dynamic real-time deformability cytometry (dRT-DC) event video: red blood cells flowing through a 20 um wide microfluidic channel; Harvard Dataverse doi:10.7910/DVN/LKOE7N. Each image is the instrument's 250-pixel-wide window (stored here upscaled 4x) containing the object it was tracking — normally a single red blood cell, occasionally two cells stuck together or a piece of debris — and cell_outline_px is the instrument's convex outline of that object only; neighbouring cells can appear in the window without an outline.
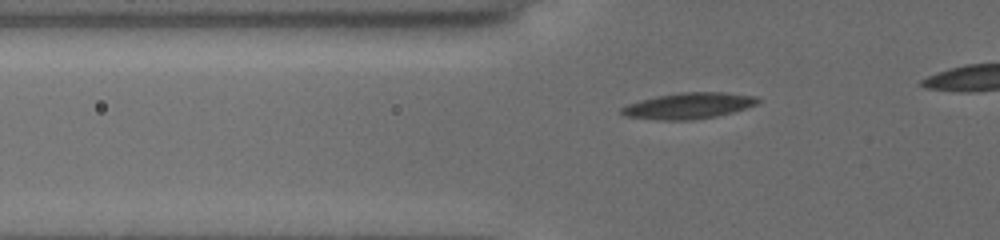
{"species": "common noctule bat (a hibernating species)", "species_latin": "Nyctalus noctula", "temperature_condition": "cold", "stored_images_in_passage": 41, "camera_frame_rate_fps": 3000, "um_per_image_px": 0.085, "animal": {"sex": "female", "body_mass_g": 19.5, "forearm_length_mm": 54.1}, "frame": {"image": 1, "passage_image": 12, "time_ms": 3.667, "image_size_px": [1000, 240], "cell_outline_px": [[760, 100], [756, 104], [732, 112], [716, 116], [688, 120], [664, 120], [628, 116], [620, 112], [620, 108], [628, 104], [640, 100], [656, 96], [680, 92], [724, 92], [756, 96]], "centroid_in_image_um": [58.53, 8.97], "position_along_channel_um": 67.3, "area_um2": 20.4}}
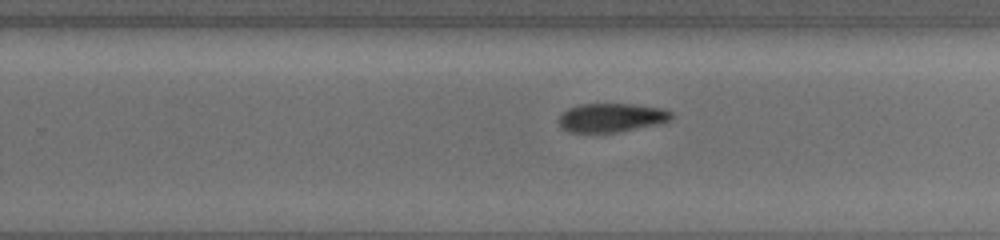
{"frame": {"image": 2, "passage_image": 29, "time_ms": 9.333, "image_size_px": [1000, 240], "cell_outline_px": [[672, 116], [668, 120], [652, 124], [616, 132], [568, 132], [560, 128], [560, 116], [568, 108], [580, 104], [632, 104], [664, 108], [672, 112]], "centroid_in_image_um": [51.92, 9.98], "position_along_channel_um": 277.9, "area_um2": 18.5}}
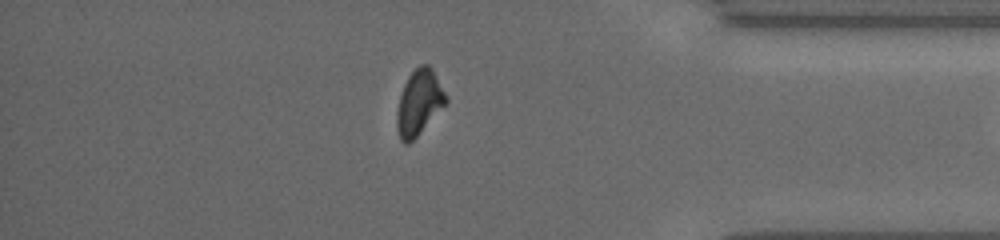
{"frame": {"image": 3, "passage_image": 40, "time_ms": 13.0, "image_size_px": [1000, 240], "cell_outline_px": [[448, 100], [416, 136], [408, 144], [404, 144], [400, 140], [396, 128], [396, 112], [400, 96], [404, 84], [408, 76], [420, 64], [428, 64], [432, 68], [448, 96]], "centroid_in_image_um": [35.6, 8.7], "position_along_channel_um": 399.6, "area_um2": 18.44}}